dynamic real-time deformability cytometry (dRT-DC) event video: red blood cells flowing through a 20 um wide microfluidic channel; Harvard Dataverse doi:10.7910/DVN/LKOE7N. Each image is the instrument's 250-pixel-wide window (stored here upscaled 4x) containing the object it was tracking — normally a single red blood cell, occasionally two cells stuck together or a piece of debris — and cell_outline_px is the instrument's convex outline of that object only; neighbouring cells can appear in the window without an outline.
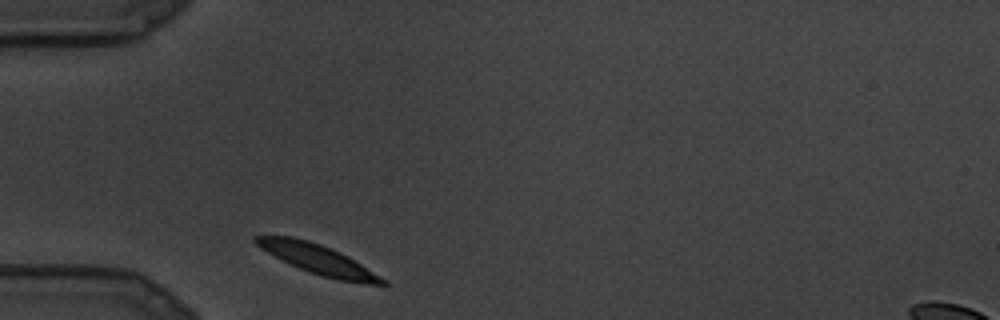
{"species": "common noctule bat (a hibernating species)", "species_latin": "Nyctalus noctula", "temperature_condition": "cold", "stored_images_in_passage": 12, "camera_frame_rate_fps": 3000, "um_per_image_px": 0.085, "animal": {"sex": "male", "body_mass_g": 19.5, "forearm_length_mm": 54.6}, "frame": {"image": 1, "passage_image": 1, "time_ms": 0.0, "image_size_px": [1000, 320], "cell_outline_px": [[388, 284], [384, 288], [340, 280], [308, 272], [260, 248], [252, 240], [252, 236], [292, 236], [308, 240], [320, 244], [340, 252], [348, 256], [388, 280]], "centroid_in_image_um": [27.15, 22.08], "position_along_channel_um": 57.8, "area_um2": 21.96}}
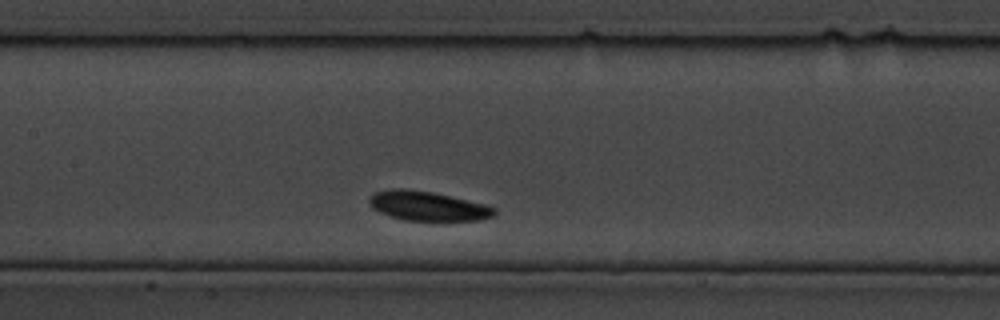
{"frame": {"image": 2, "passage_image": 6, "time_ms": 1.667, "image_size_px": [1000, 320], "cell_outline_px": [[496, 212], [492, 216], [480, 220], [440, 224], [404, 220], [388, 216], [372, 208], [368, 204], [368, 200], [376, 192], [388, 188], [404, 188], [432, 192], [484, 204], [496, 208]], "centroid_in_image_um": [36.36, 17.57], "position_along_channel_um": 171.0, "area_um2": 22.43}}
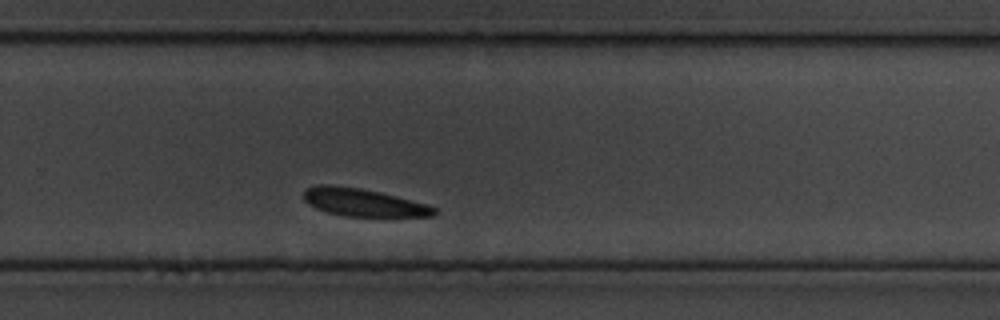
{"frame": {"image": 3, "passage_image": 12, "time_ms": 3.667, "image_size_px": [1000, 320], "cell_outline_px": [[436, 216], [344, 216], [328, 212], [316, 208], [308, 204], [304, 200], [304, 192], [308, 188], [320, 184], [328, 184], [360, 188], [380, 192], [428, 204], [436, 208]], "centroid_in_image_um": [30.89, 17.21], "position_along_channel_um": 298.9, "area_um2": 20.98}}